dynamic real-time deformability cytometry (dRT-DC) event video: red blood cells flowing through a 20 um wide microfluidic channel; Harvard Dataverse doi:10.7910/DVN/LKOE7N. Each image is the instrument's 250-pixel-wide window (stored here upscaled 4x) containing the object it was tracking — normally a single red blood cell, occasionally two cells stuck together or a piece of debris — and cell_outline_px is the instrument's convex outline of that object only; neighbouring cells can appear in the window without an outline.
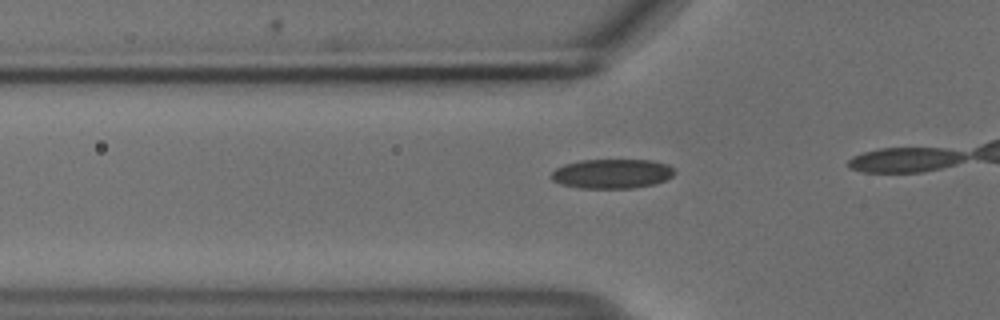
{"species": "common noctule bat (a hibernating species)", "species_latin": "Nyctalus noctula", "temperature_condition": "cold", "stored_images_in_passage": 16, "camera_frame_rate_fps": 3000, "um_per_image_px": 0.085, "animal": {"sex": "male", "body_mass_g": 18.8}, "frame": {"image": 1, "passage_image": 13, "time_ms": 4.0, "image_size_px": [1000, 320], "cell_outline_px": [[676, 172], [672, 176], [656, 184], [632, 188], [580, 188], [560, 184], [552, 180], [552, 172], [556, 168], [564, 164], [580, 160], [652, 160], [668, 164]], "centroid_in_image_um": [52.02, 14.76], "position_along_channel_um": 73.8, "area_um2": 21.21}}